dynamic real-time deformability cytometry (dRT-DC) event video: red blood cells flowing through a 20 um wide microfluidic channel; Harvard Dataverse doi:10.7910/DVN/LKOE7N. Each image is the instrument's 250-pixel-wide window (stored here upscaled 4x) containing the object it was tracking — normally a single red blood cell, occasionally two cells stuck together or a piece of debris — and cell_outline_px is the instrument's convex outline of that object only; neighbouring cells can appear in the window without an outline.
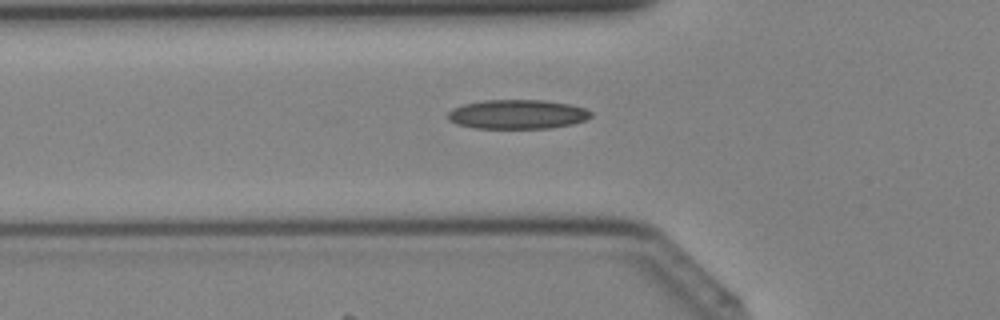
{"species": "Egyptian fruit bat (a non-hibernating species)", "species_latin": "Rousettus aegyptiacus", "temperature_condition": "cold", "stored_images_in_passage": 29, "camera_frame_rate_fps": 3000, "um_per_image_px": 0.085, "animal": {"sex": "female"}, "frame": {"image": 1, "passage_image": 3, "time_ms": 0.667, "image_size_px": [1000, 320], "cell_outline_px": [[592, 116], [584, 120], [572, 124], [548, 128], [472, 128], [456, 124], [448, 120], [448, 112], [452, 108], [464, 104], [484, 100], [544, 100], [572, 104], [584, 108], [592, 112]], "centroid_in_image_um": [43.96, 9.71], "position_along_channel_um": 81.8, "area_um2": 24.51}}
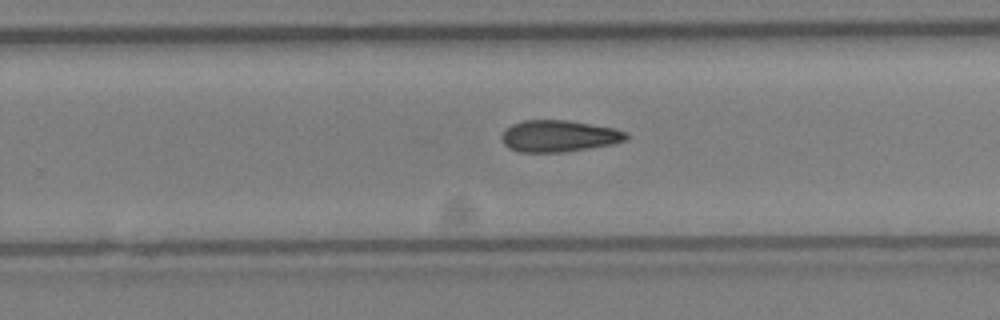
{"frame": {"image": 2, "passage_image": 15, "time_ms": 4.667, "image_size_px": [1000, 320], "cell_outline_px": [[628, 140], [612, 144], [564, 152], [520, 152], [508, 148], [504, 144], [500, 136], [512, 124], [524, 120], [568, 120], [616, 128], [628, 132]], "centroid_in_image_um": [47.53, 11.56], "position_along_channel_um": 282.3, "area_um2": 23.06}}
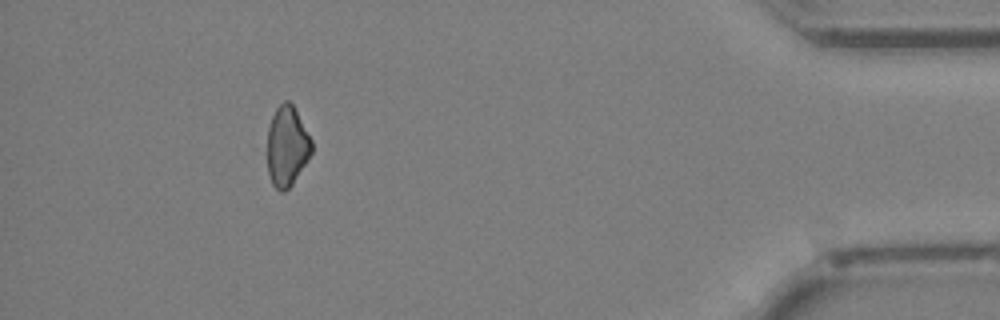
{"frame": {"image": 3, "passage_image": 26, "time_ms": 8.333, "image_size_px": [1000, 320], "cell_outline_px": [[312, 152], [308, 160], [292, 184], [284, 192], [280, 192], [272, 184], [260, 148], [272, 116], [276, 108], [284, 100], [288, 100], [292, 104], [312, 140]], "centroid_in_image_um": [24.28, 12.45], "position_along_channel_um": 410.9, "area_um2": 21.91}}